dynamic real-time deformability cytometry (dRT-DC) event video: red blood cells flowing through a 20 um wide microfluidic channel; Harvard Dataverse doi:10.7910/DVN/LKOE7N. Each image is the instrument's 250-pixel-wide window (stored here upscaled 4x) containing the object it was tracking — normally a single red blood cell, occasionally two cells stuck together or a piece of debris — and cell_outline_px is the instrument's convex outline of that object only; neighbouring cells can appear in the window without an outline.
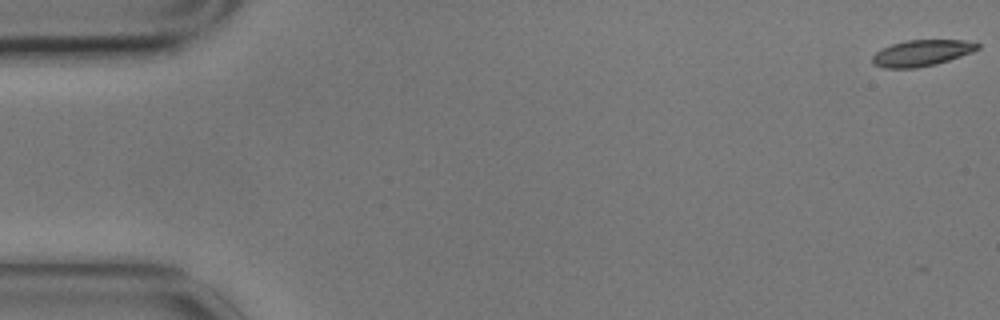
{"species": "common noctule bat (a hibernating species)", "species_latin": "Nyctalus noctula", "temperature_condition": "cold", "stored_images_in_passage": 6, "segment_of_instrument_passage": [1, 2], "camera_frame_rate_fps": 3000, "um_per_image_px": 0.085, "animal": {"sex": "male", "body_mass_g": 17.9}, "frame": {"image": 1, "passage_image": 1, "time_ms": 0.0, "image_size_px": [1000, 320], "cell_outline_px": [[980, 48], [972, 52], [936, 64], [916, 68], [884, 68], [872, 64], [872, 56], [876, 52], [892, 44], [908, 40], [964, 40], [980, 44]], "centroid_in_image_um": [78.34, 4.51], "position_along_channel_um": 6.7, "area_um2": 15.95}}
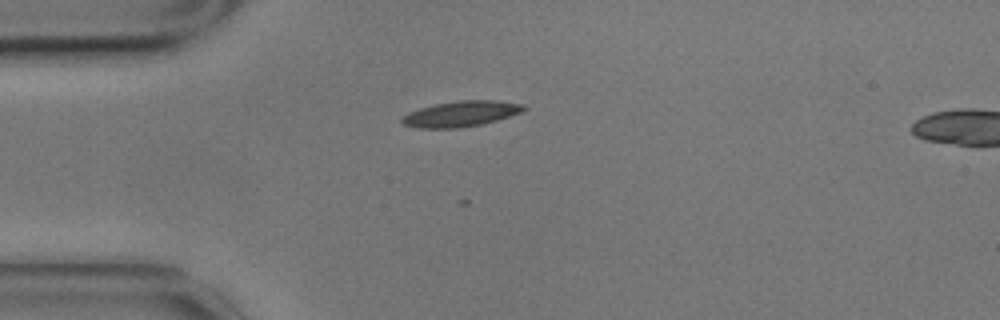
{"frame": {"image": 2, "passage_image": 5, "time_ms": 1.333, "image_size_px": [1000, 320], "cell_outline_px": [[528, 108], [520, 112], [496, 120], [480, 124], [460, 128], [420, 128], [404, 124], [400, 120], [408, 112], [420, 108], [436, 104], [460, 100], [492, 100], [524, 104]], "centroid_in_image_um": [39.18, 9.67], "position_along_channel_um": 45.8, "area_um2": 17.92}}